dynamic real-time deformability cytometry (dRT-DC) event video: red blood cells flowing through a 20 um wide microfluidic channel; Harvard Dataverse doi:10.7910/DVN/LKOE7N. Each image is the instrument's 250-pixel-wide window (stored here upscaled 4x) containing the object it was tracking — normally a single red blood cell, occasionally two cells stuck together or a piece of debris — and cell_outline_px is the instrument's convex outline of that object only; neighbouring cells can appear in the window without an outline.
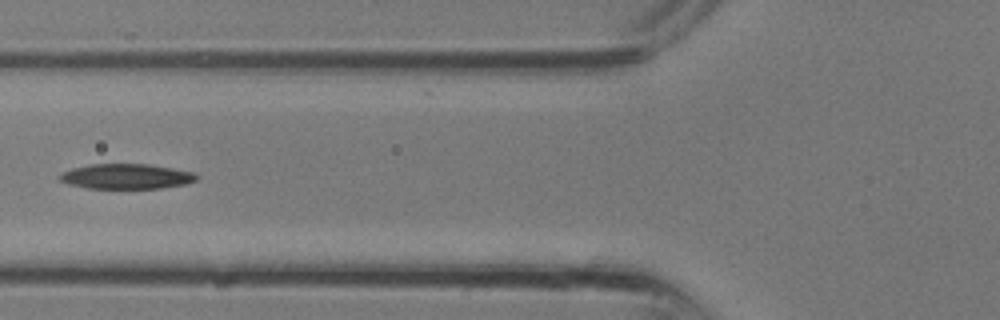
{"species": "common noctule bat (a hibernating species)", "species_latin": "Nyctalus noctula", "temperature_condition": "room temperature", "stored_images_in_passage": 13, "camera_frame_rate_fps": 3000, "um_per_image_px": 0.085, "animal": {"sex": "male", "body_mass_g": 13.3}, "frame": {"image": 1, "passage_image": 10, "time_ms": 3.0, "image_size_px": [1000, 320], "cell_outline_px": [[200, 176], [196, 180], [184, 184], [160, 188], [88, 188], [68, 184], [60, 180], [60, 176], [64, 172], [72, 168], [88, 164], [148, 164], [196, 172]], "centroid_in_image_um": [10.78, 14.99], "position_along_channel_um": 115.0, "area_um2": 19.94}}